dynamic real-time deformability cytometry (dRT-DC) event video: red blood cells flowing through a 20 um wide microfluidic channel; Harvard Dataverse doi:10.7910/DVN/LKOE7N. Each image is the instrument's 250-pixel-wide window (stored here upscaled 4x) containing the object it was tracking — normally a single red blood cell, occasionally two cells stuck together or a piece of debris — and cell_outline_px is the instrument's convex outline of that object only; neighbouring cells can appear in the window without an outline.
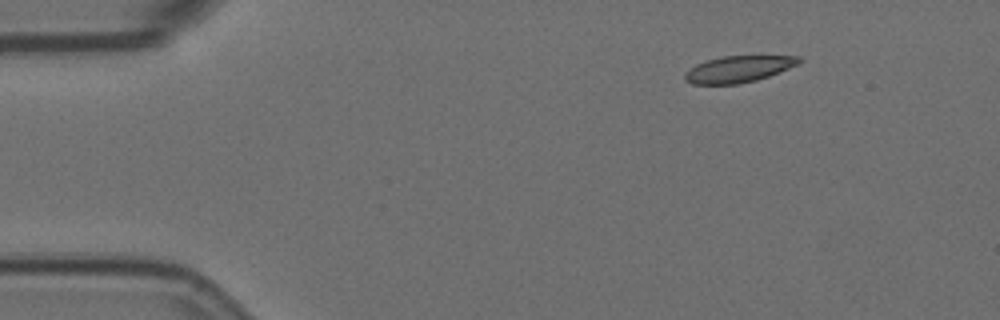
{"species": "Egyptian fruit bat (a non-hibernating species)", "species_latin": "Rousettus aegyptiacus", "temperature_condition": "room temperature", "stored_images_in_passage": 3, "camera_frame_rate_fps": 3000, "um_per_image_px": 0.085, "animal": {"sex": "female"}, "frame": {"image": 1, "passage_image": 1, "time_ms": 0.0, "image_size_px": [1000, 320], "cell_outline_px": [[804, 60], [800, 64], [780, 72], [756, 80], [736, 84], [692, 84], [684, 80], [684, 76], [696, 64], [708, 60], [724, 56], [800, 56]], "centroid_in_image_um": [62.83, 5.87], "position_along_channel_um": 22.2, "area_um2": 17.51}}